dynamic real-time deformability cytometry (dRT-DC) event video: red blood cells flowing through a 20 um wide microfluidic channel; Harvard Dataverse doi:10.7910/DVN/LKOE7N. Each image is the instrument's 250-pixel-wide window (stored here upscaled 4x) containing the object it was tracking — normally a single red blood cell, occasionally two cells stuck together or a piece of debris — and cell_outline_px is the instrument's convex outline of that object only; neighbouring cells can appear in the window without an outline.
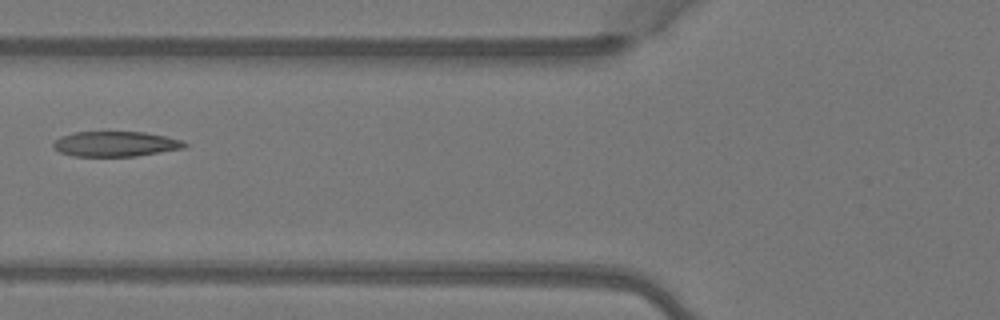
{"species": "Egyptian fruit bat (a non-hibernating species)", "species_latin": "Rousettus aegyptiacus", "temperature_condition": "warm", "stored_images_in_passage": 5, "camera_frame_rate_fps": 3000, "um_per_image_px": 0.085, "animal": {"sex": "female"}, "frame": {"image": 1, "passage_image": 5, "time_ms": 1.333, "image_size_px": [1000, 320], "cell_outline_px": [[188, 144], [184, 148], [136, 156], [72, 156], [60, 152], [52, 148], [52, 144], [60, 136], [76, 132], [144, 132], [164, 136], [180, 140]], "centroid_in_image_um": [9.77, 12.24], "position_along_channel_um": 116.0, "area_um2": 19.13}}